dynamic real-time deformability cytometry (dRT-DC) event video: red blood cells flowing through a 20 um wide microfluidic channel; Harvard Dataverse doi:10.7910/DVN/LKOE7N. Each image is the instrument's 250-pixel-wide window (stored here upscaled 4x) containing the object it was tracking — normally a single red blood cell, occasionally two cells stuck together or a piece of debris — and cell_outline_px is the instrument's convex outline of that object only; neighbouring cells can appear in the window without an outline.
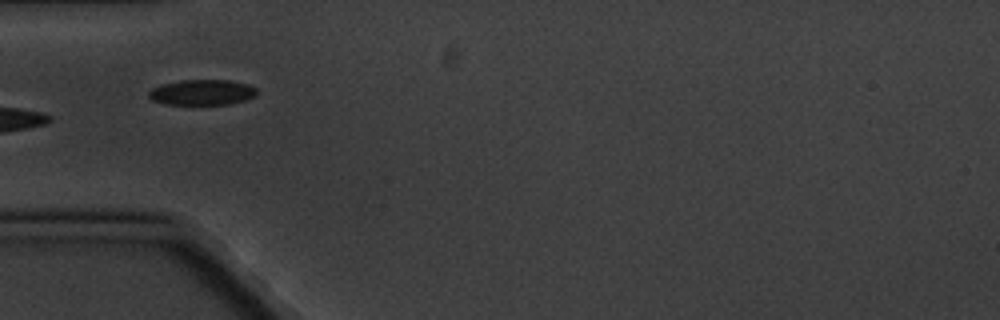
{"species": "common noctule bat (a hibernating species)", "species_latin": "Nyctalus noctula", "temperature_condition": "cold", "stored_images_in_passage": 7, "camera_frame_rate_fps": 3000, "um_per_image_px": 0.085, "animal": {"sex": "male", "body_mass_g": 20.1, "forearm_length_mm": 53.5}, "frame": {"image": 1, "passage_image": 4, "time_ms": 4.667, "image_size_px": [1000, 320], "cell_outline_px": [[256, 96], [244, 100], [228, 104], [164, 104], [152, 100], [148, 96], [148, 92], [152, 88], [160, 84], [180, 80], [228, 80], [248, 84], [256, 88]], "centroid_in_image_um": [17.15, 7.84], "position_along_channel_um": 67.9, "area_um2": 16.07}}